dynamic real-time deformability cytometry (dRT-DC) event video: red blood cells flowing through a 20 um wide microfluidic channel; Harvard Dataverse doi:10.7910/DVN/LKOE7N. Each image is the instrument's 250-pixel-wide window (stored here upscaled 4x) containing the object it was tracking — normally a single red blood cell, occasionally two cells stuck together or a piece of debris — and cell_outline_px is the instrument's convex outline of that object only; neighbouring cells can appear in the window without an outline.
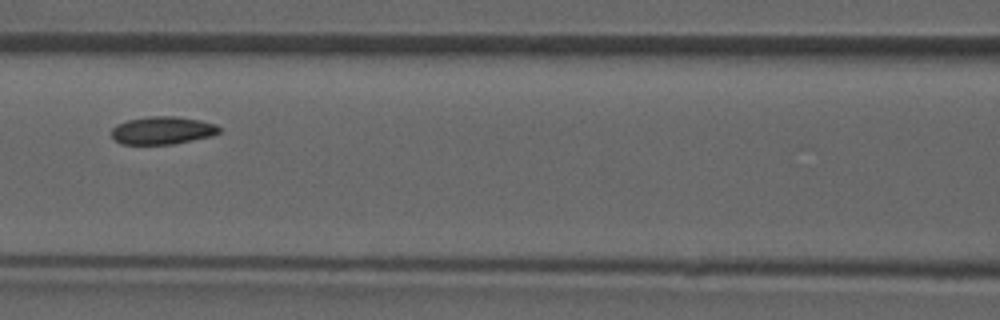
{"species": "common noctule bat (a hibernating species)", "species_latin": "Nyctalus noctula", "temperature_condition": "room temperature", "stored_images_in_passage": 5, "camera_frame_rate_fps": 3000, "um_per_image_px": 0.085, "animal": {"sex": "male", "forearm_length_mm": 52.5}, "frame": {"image": 1, "passage_image": 4, "time_ms": 4.333, "image_size_px": [1000, 320], "cell_outline_px": [[220, 132], [212, 136], [172, 144], [120, 144], [112, 136], [112, 128], [116, 124], [128, 120], [148, 116], [176, 116], [200, 120], [216, 124], [220, 128]], "centroid_in_image_um": [13.81, 11.08], "position_along_channel_um": 152.8, "area_um2": 17.46}}